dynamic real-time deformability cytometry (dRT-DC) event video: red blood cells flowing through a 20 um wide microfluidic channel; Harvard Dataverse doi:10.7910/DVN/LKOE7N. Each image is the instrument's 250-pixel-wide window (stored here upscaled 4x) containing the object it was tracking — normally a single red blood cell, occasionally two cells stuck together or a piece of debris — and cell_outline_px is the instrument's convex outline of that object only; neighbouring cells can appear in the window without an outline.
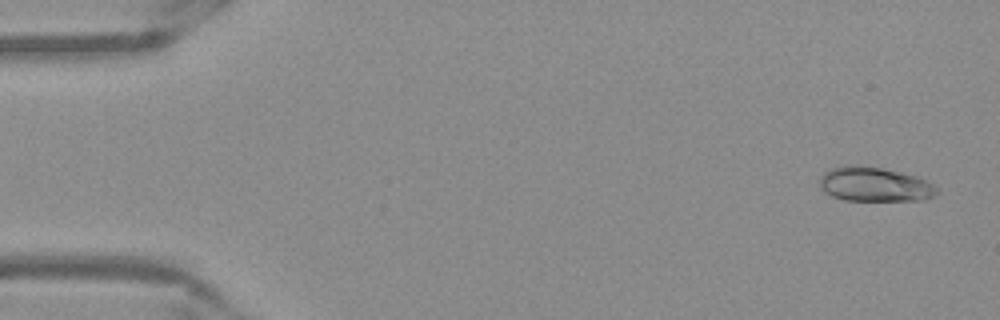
{"species": "Egyptian fruit bat (a non-hibernating species)", "species_latin": "Rousettus aegyptiacus", "temperature_condition": "warm", "stored_images_in_passage": 51, "camera_frame_rate_fps": 3000, "um_per_image_px": 0.085, "frame": {"image": 1, "passage_image": 2, "time_ms": 0.333, "image_size_px": [1000, 320], "cell_outline_px": [[940, 188], [932, 196], [924, 200], [844, 200], [832, 196], [824, 192], [820, 188], [820, 176], [824, 172], [832, 168], [848, 164], [852, 164], [880, 168], [900, 172], [916, 176]], "centroid_in_image_um": [74.3, 15.67], "position_along_channel_um": 10.7, "area_um2": 23.41}}
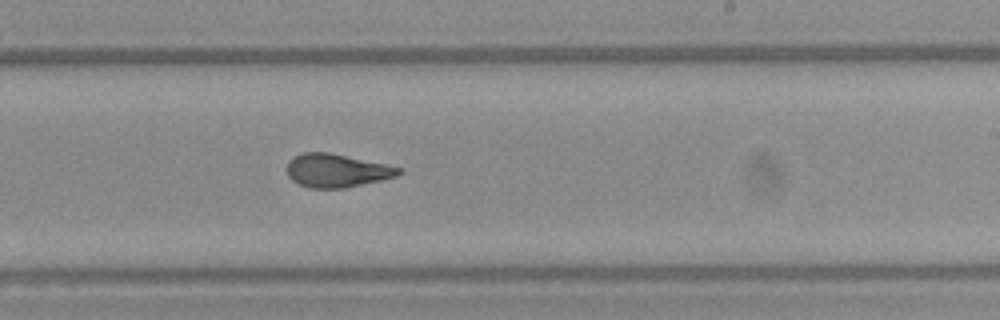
{"frame": {"image": 2, "passage_image": 31, "time_ms": 10.0, "image_size_px": [1000, 320], "cell_outline_px": [[404, 172], [396, 176], [380, 180], [344, 188], [308, 188], [292, 180], [288, 176], [288, 160], [300, 152], [328, 152], [404, 168]], "centroid_in_image_um": [28.62, 14.49], "position_along_channel_um": 260.4, "area_um2": 21.68}}
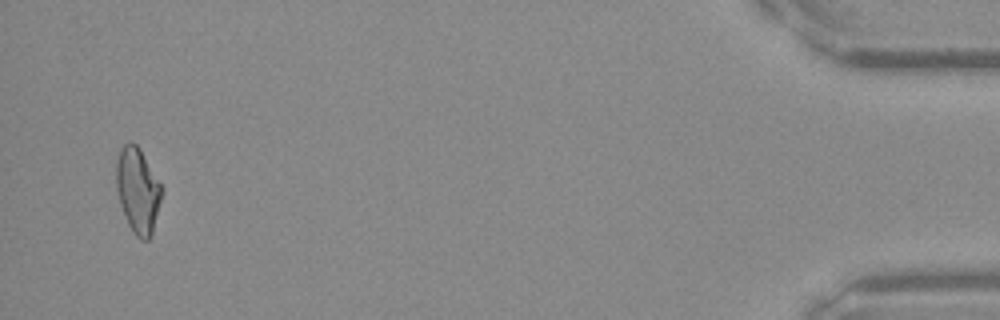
{"frame": {"image": 3, "passage_image": 50, "time_ms": 16.333, "image_size_px": [1000, 320], "cell_outline_px": [[164, 192], [152, 236], [148, 240], [140, 240], [132, 232], [128, 224], [120, 204], [116, 188], [116, 160], [120, 148], [124, 144], [136, 144], [140, 148], [164, 188]], "centroid_in_image_um": [11.74, 16.22], "position_along_channel_um": 423.5, "area_um2": 23.06}, "authors_computed_cell_mechanics": {"area_um2": 22.4264, "velocity_mm_per_s": 3.9004, "shape_relaxation_time_tau1_ms": 6.5322, "shape_relaxation_time_tau2_ms": 1.5129, "deformation_change_tau1": 0.2, "deformation_change_tau2": 0.082}}